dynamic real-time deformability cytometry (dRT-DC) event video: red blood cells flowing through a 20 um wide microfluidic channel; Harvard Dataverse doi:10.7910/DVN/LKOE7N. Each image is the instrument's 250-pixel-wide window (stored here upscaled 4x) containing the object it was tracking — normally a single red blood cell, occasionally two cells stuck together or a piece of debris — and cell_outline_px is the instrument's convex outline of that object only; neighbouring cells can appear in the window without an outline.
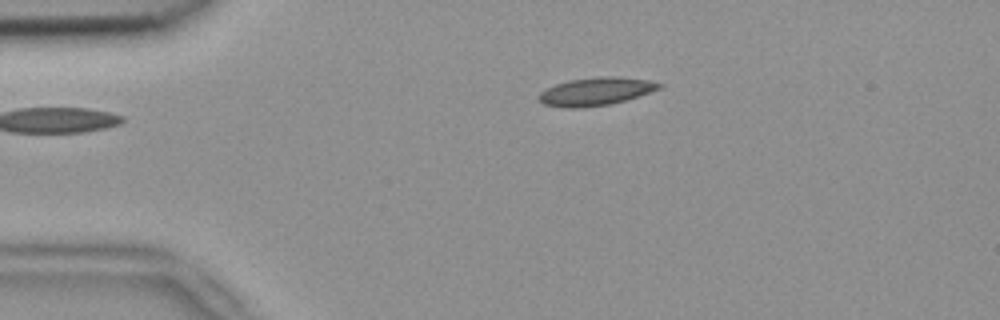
{"species": "common noctule bat (a hibernating species)", "species_latin": "Nyctalus noctula", "temperature_condition": "room temperature", "stored_images_in_passage": 3, "camera_frame_rate_fps": 3000, "um_per_image_px": 0.085, "animal": {"sex": "female", "body_mass_g": 18.4}, "frame": {"image": 1, "passage_image": 2, "time_ms": 0.333, "image_size_px": [1000, 320], "cell_outline_px": [[664, 84], [660, 88], [624, 100], [608, 104], [580, 108], [564, 108], [544, 104], [536, 96], [540, 92], [556, 84], [572, 80], [600, 76], [616, 76], [648, 80]], "centroid_in_image_um": [50.61, 7.77], "position_along_channel_um": 34.4, "area_um2": 19.31}}